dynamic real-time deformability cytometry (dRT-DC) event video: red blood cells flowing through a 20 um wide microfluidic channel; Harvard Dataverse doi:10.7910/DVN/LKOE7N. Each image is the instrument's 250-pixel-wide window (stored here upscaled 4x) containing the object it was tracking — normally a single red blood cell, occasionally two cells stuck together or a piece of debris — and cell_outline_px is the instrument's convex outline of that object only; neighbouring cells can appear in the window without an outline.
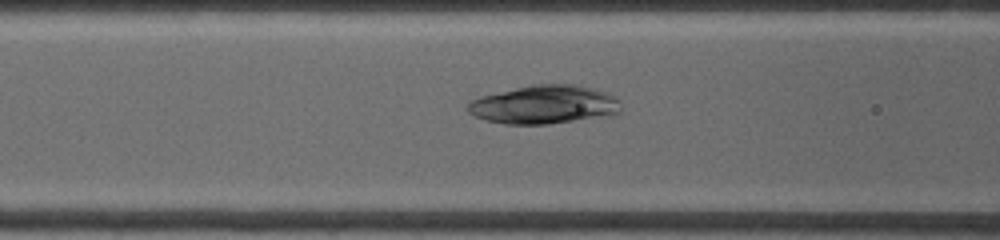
{"species": "common noctule bat (a hibernating species)", "species_latin": "Nyctalus noctula", "temperature_condition": "warm", "stored_images_in_passage": 18, "camera_frame_rate_fps": 4500, "um_per_image_px": 0.085, "animal": {"sex": "female", "body_mass_g": 19.0, "forearm_length_mm": 53.3}, "frame": {"image": 1, "passage_image": 9, "time_ms": 3.778, "image_size_px": [1000, 240], "cell_outline_px": [[620, 112], [608, 116], [548, 124], [504, 124], [484, 120], [472, 116], [468, 112], [468, 104], [472, 100], [480, 96], [532, 84], [572, 84], [592, 88], [616, 96], [620, 108]], "centroid_in_image_um": [46.23, 8.9], "position_along_channel_um": 120.4, "area_um2": 34.45}}
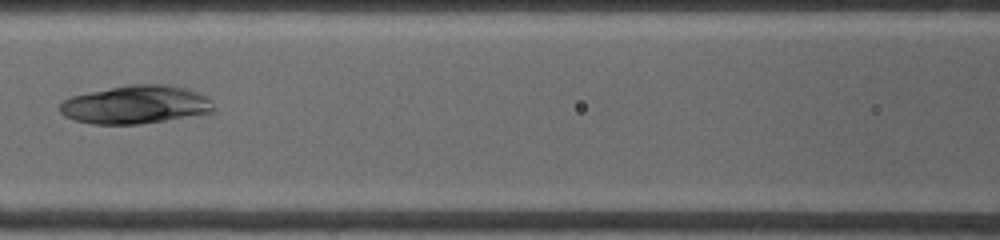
{"frame": {"image": 2, "passage_image": 11, "time_ms": 4.667, "image_size_px": [1000, 240], "cell_outline_px": [[216, 108], [212, 112], [140, 124], [92, 124], [76, 120], [64, 116], [60, 112], [60, 104], [64, 100], [72, 96], [88, 92], [128, 84], [172, 84], [192, 88], [212, 100]], "centroid_in_image_um": [11.58, 8.87], "position_along_channel_um": 155.0, "area_um2": 34.56}}